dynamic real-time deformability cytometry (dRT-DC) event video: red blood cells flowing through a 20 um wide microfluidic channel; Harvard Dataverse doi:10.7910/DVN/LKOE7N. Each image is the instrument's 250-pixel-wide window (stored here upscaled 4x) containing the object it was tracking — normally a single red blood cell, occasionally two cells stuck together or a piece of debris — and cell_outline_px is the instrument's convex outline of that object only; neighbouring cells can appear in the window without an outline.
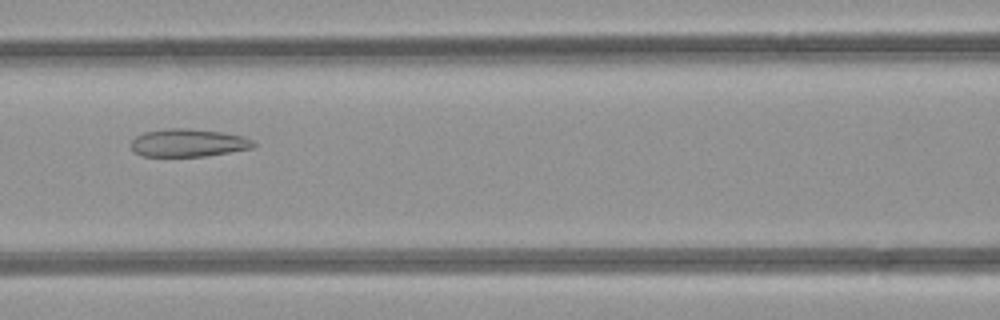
{"species": "common noctule bat (a hibernating species)", "species_latin": "Nyctalus noctula", "temperature_condition": "room temperature", "stored_images_in_passage": 39, "segment_of_instrument_passage": [1, 2], "camera_frame_rate_fps": 3000, "um_per_image_px": 0.085, "animal": {"sex": "female", "body_mass_g": 21.9}, "frame": {"image": 1, "passage_image": 15, "time_ms": 4.667, "image_size_px": [1000, 320], "cell_outline_px": [[256, 144], [252, 148], [204, 156], [140, 156], [132, 152], [132, 140], [136, 136], [144, 132], [168, 128], [188, 128], [220, 132], [244, 136], [252, 140]], "centroid_in_image_um": [15.97, 12.14], "position_along_channel_um": 150.6, "area_um2": 19.83}}
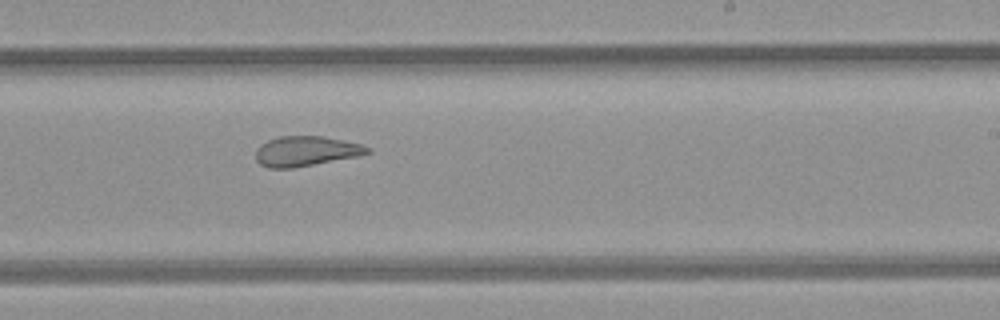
{"frame": {"image": 2, "passage_image": 23, "time_ms": 7.333, "image_size_px": [1000, 320], "cell_outline_px": [[372, 152], [360, 156], [292, 168], [268, 168], [260, 164], [256, 160], [256, 148], [260, 144], [268, 140], [280, 136], [324, 136], [360, 144], [372, 148]], "centroid_in_image_um": [26.01, 12.85], "position_along_channel_um": 263.0, "area_um2": 19.65}}
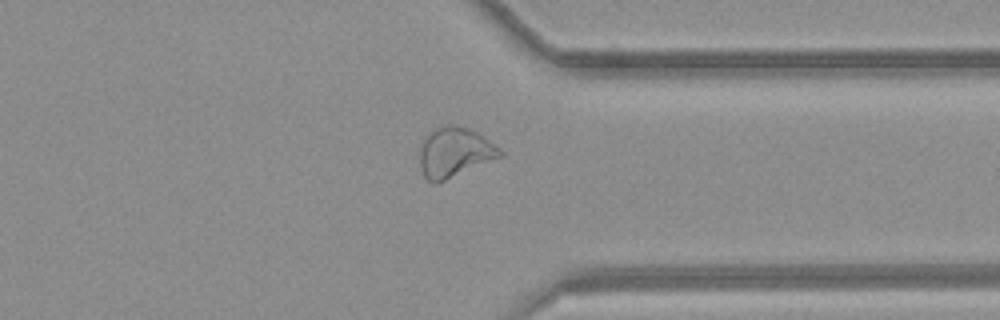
{"frame": {"image": 3, "passage_image": 31, "time_ms": 10.0, "image_size_px": [1000, 320], "cell_outline_px": [[504, 156], [436, 184], [432, 184], [424, 176], [420, 168], [420, 144], [424, 136], [432, 128], [448, 124], [456, 124], [468, 128], [476, 132], [500, 148], [504, 152]], "centroid_in_image_um": [38.62, 12.94], "position_along_channel_um": 372.8, "area_um2": 23.76}}